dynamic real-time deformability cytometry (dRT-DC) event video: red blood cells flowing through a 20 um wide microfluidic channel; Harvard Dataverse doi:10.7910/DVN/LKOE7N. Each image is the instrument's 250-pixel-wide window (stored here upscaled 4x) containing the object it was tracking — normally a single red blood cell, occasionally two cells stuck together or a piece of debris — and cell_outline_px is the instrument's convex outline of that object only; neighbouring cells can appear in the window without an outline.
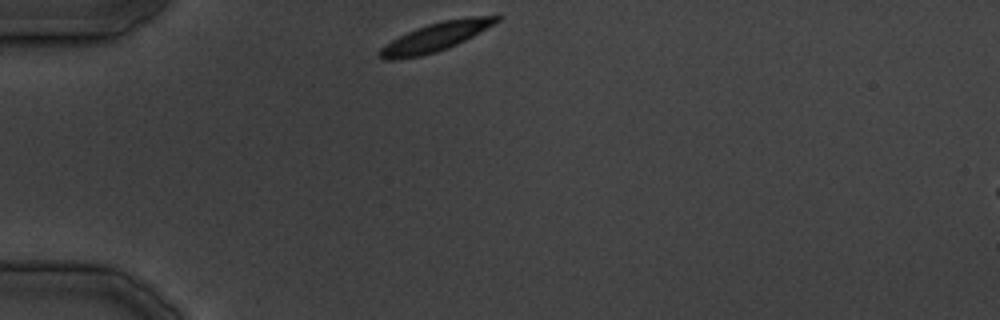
{"species": "common noctule bat (a hibernating species)", "species_latin": "Nyctalus noctula", "temperature_condition": "cold", "stored_images_in_passage": 23, "camera_frame_rate_fps": 3000, "um_per_image_px": 0.085, "animal": {"sex": "male", "body_mass_g": 19.5, "forearm_length_mm": 54.6}, "frame": {"image": 1, "passage_image": 1, "time_ms": 0.0, "image_size_px": [1000, 320], "cell_outline_px": [[500, 20], [496, 24], [448, 48], [436, 52], [420, 56], [392, 60], [384, 60], [380, 56], [380, 48], [392, 40], [416, 28], [428, 24], [444, 20], [468, 16], [500, 16]], "centroid_in_image_um": [37.05, 3.13], "position_along_channel_um": 47.9, "area_um2": 19.25}}